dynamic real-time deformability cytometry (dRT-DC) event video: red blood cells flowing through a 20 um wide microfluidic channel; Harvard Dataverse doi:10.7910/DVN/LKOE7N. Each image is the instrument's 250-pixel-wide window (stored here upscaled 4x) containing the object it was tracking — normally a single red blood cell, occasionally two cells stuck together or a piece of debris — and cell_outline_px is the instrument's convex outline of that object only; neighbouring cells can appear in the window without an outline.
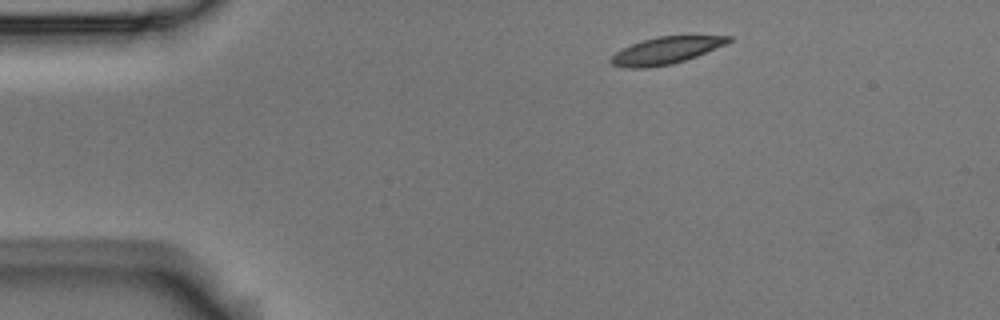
{"species": "Egyptian fruit bat (a non-hibernating species)", "species_latin": "Rousettus aegyptiacus", "temperature_condition": "room temperature", "stored_images_in_passage": 3, "camera_frame_rate_fps": 3000, "um_per_image_px": 0.085, "animal": {"sex": "male"}, "frame": {"image": 1, "passage_image": 1, "time_ms": 0.0, "image_size_px": [1000, 320], "cell_outline_px": [[732, 40], [724, 44], [696, 56], [672, 64], [648, 68], [628, 68], [612, 64], [608, 60], [616, 52], [640, 40], [656, 36], [732, 36]], "centroid_in_image_um": [56.55, 4.29], "position_along_channel_um": 28.5, "area_um2": 18.26}}